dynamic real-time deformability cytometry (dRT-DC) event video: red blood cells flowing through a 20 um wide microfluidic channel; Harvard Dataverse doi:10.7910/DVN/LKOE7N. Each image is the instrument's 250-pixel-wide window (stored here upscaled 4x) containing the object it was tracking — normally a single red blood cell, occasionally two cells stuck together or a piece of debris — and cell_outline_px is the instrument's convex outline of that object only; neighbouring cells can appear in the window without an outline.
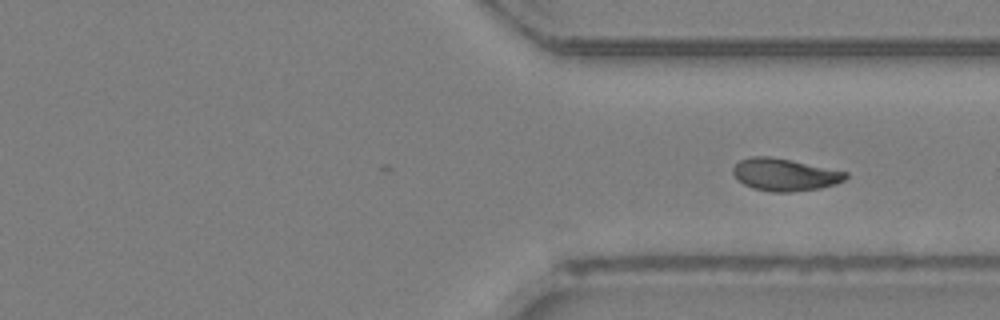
{"species": "Egyptian fruit bat (a non-hibernating species)", "species_latin": "Rousettus aegyptiacus", "temperature_condition": "room temperature", "stored_images_in_passage": 25, "camera_frame_rate_fps": 3000, "um_per_image_px": 0.085, "animal": {"sex": "female"}, "frame": {"image": 1, "passage_image": 25, "time_ms": 8.0, "image_size_px": [1000, 320], "cell_outline_px": [[848, 176], [844, 180], [836, 184], [820, 188], [788, 192], [772, 192], [752, 188], [744, 184], [732, 172], [732, 168], [740, 160], [752, 156], [768, 156], [848, 172]], "centroid_in_image_um": [66.7, 14.85], "position_along_channel_um": 344.7, "area_um2": 20.92}}